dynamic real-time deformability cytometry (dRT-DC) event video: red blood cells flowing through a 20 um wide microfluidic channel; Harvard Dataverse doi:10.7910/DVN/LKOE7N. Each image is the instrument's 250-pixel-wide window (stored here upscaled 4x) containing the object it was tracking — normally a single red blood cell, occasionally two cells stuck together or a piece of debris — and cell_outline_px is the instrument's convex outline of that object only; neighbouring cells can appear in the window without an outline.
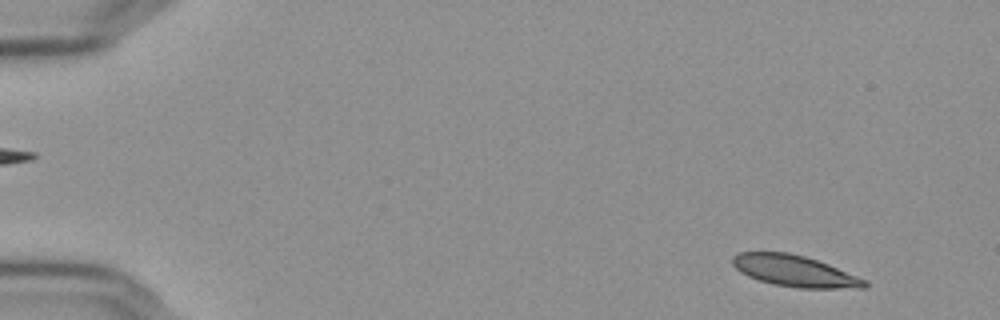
{"species": "Egyptian fruit bat (a non-hibernating species)", "species_latin": "Rousettus aegyptiacus", "temperature_condition": "cold", "stored_images_in_passage": 56, "camera_frame_rate_fps": 3000, "um_per_image_px": 0.085, "frame": {"image": 1, "passage_image": 5, "time_ms": 1.333, "image_size_px": [1000, 320], "cell_outline_px": [[868, 288], [800, 288], [772, 284], [748, 276], [740, 272], [732, 264], [732, 256], [736, 252], [788, 252], [804, 256], [828, 264], [868, 280]], "centroid_in_image_um": [67.55, 23.03], "position_along_channel_um": 17.5, "area_um2": 24.16}}
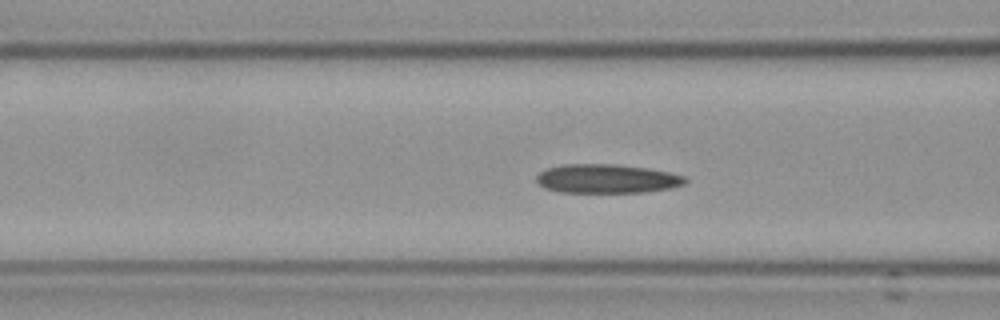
{"frame": {"image": 2, "passage_image": 23, "time_ms": 7.333, "image_size_px": [1000, 320], "cell_outline_px": [[688, 180], [684, 184], [672, 188], [644, 192], [560, 192], [544, 188], [536, 180], [536, 176], [540, 172], [548, 168], [564, 164], [616, 164], [648, 168], [668, 172], [684, 176]], "centroid_in_image_um": [51.59, 15.19], "position_along_channel_um": 115.0, "area_um2": 25.09}}
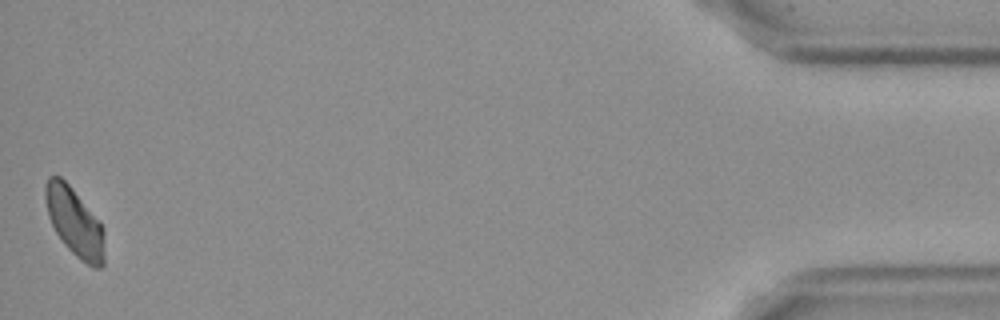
{"frame": {"image": 3, "passage_image": 56, "time_ms": 18.333, "image_size_px": [1000, 320], "cell_outline_px": [[104, 264], [100, 268], [92, 268], [80, 260], [64, 244], [56, 232], [48, 216], [44, 196], [44, 184], [48, 176], [60, 176], [72, 188], [100, 220], [104, 228]], "centroid_in_image_um": [6.35, 18.88], "position_along_channel_um": 428.8, "area_um2": 23.87}, "authors_computed_cell_mechanics": {"area_um2": 24.854, "velocity_mm_per_s": 3.6212, "shape_relaxation_time_tau1_ms": 5.6174, "shape_relaxation_time_tau2_ms": null, "deformation_change_tau1": 0.1263, "deformation_change_tau2": null}}